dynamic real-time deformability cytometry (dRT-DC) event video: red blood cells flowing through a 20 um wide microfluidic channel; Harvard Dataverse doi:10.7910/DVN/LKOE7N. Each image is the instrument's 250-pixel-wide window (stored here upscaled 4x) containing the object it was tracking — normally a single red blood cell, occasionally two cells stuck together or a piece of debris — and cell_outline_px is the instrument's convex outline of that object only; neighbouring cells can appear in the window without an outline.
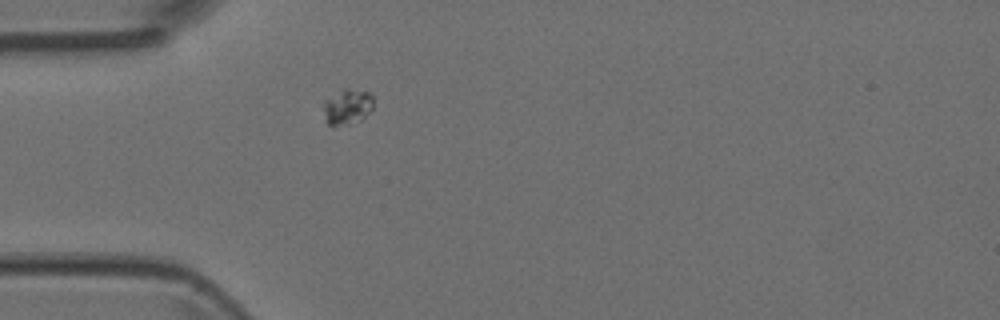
{"species": "Egyptian fruit bat (a non-hibernating species)", "species_latin": "Rousettus aegyptiacus", "temperature_condition": "room temperature", "stored_images_in_passage": 2, "camera_frame_rate_fps": 3000, "um_per_image_px": 0.085, "animal": {"sex": "female"}, "frame": {"image": 1, "passage_image": 2, "time_ms": 0.333, "image_size_px": [1000, 320], "cell_outline_px": [[372, 108], [360, 120], [348, 124], [328, 124], [324, 108], [324, 100], [340, 88], [348, 88], [368, 92], [372, 96]], "centroid_in_image_um": [29.52, 9.01], "position_along_channel_um": 55.5, "area_um2": 10.06}}